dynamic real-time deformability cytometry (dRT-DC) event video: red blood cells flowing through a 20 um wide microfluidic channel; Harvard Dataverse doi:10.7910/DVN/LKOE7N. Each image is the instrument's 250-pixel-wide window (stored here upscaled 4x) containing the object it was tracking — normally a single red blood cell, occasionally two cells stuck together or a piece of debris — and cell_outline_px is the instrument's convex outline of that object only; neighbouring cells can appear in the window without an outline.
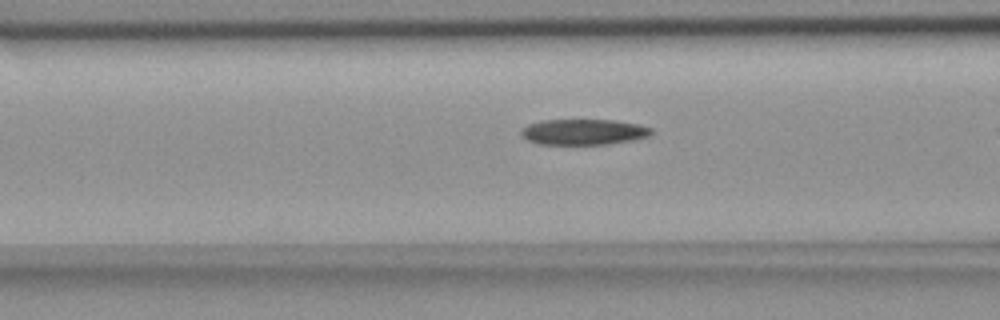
{"species": "common noctule bat (a hibernating species)", "species_latin": "Nyctalus noctula", "temperature_condition": "room temperature", "stored_images_in_passage": 20, "camera_frame_rate_fps": 3000, "um_per_image_px": 0.085, "animal": {"sex": "female", "body_mass_g": 18.4}, "frame": {"image": 1, "passage_image": 15, "time_ms": 4.667, "image_size_px": [1000, 320], "cell_outline_px": [[652, 132], [648, 136], [632, 140], [608, 144], [536, 144], [528, 140], [520, 132], [528, 124], [544, 120], [612, 120], [636, 124], [652, 128]], "centroid_in_image_um": [49.6, 11.22], "position_along_channel_um": 117.0, "area_um2": 19.25}}
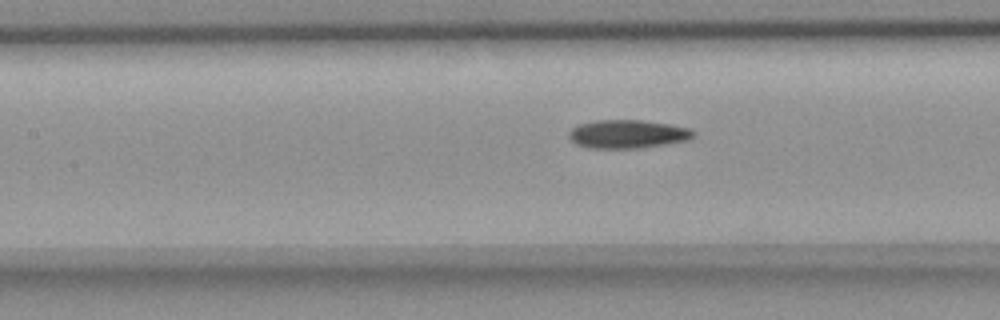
{"frame": {"image": 2, "passage_image": 18, "time_ms": 5.667, "image_size_px": [1000, 320], "cell_outline_px": [[696, 136], [688, 140], [664, 144], [636, 148], [588, 148], [576, 144], [568, 136], [568, 132], [572, 128], [580, 124], [596, 120], [640, 120], [672, 124], [692, 128], [696, 132]], "centroid_in_image_um": [53.39, 11.39], "position_along_channel_um": 154.0, "area_um2": 20.75}}